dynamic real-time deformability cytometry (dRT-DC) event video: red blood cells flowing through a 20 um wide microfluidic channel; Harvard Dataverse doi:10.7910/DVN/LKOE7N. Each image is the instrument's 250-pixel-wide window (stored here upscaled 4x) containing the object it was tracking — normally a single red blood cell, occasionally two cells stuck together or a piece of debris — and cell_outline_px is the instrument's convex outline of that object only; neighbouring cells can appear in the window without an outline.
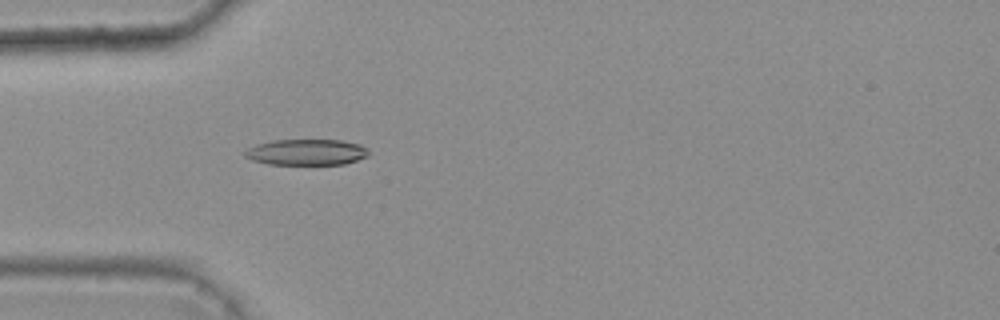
{"species": "common noctule bat (a hibernating species)", "species_latin": "Nyctalus noctula", "temperature_condition": "warm", "stored_images_in_passage": 4, "camera_frame_rate_fps": 3000, "um_per_image_px": 0.085, "animal": {"sex": "female", "body_mass_g": 25.1}, "frame": {"image": 1, "passage_image": 4, "time_ms": 1.0, "image_size_px": [1000, 320], "cell_outline_px": [[368, 156], [344, 164], [268, 164], [252, 160], [244, 156], [244, 152], [248, 148], [256, 144], [272, 140], [344, 140], [360, 144], [368, 148]], "centroid_in_image_um": [26.05, 12.92], "position_along_channel_um": 58.9, "area_um2": 18.79}}